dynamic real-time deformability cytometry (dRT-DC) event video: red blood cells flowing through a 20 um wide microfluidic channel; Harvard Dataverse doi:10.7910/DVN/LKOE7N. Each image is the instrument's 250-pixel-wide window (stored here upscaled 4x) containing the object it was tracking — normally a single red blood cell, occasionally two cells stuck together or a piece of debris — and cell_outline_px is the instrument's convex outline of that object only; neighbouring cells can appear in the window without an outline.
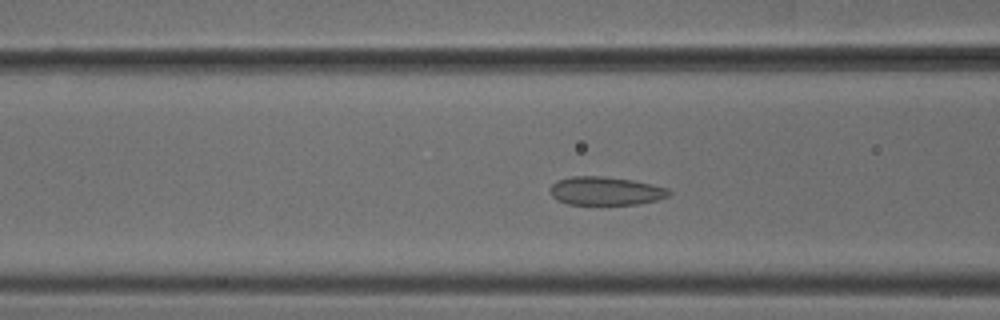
{"species": "common noctule bat (a hibernating species)", "species_latin": "Nyctalus noctula", "temperature_condition": "cold", "stored_images_in_passage": 49, "camera_frame_rate_fps": 3000, "um_per_image_px": 0.085, "animal": {"sex": "male", "body_mass_g": 18.8}, "frame": {"image": 1, "passage_image": 16, "time_ms": 5.0, "image_size_px": [1000, 320], "cell_outline_px": [[672, 192], [668, 196], [656, 200], [636, 204], [568, 204], [556, 200], [552, 196], [548, 188], [556, 180], [572, 176], [600, 176], [632, 180], [652, 184], [668, 188]], "centroid_in_image_um": [51.44, 16.22], "position_along_channel_um": 115.2, "area_um2": 19.71}}
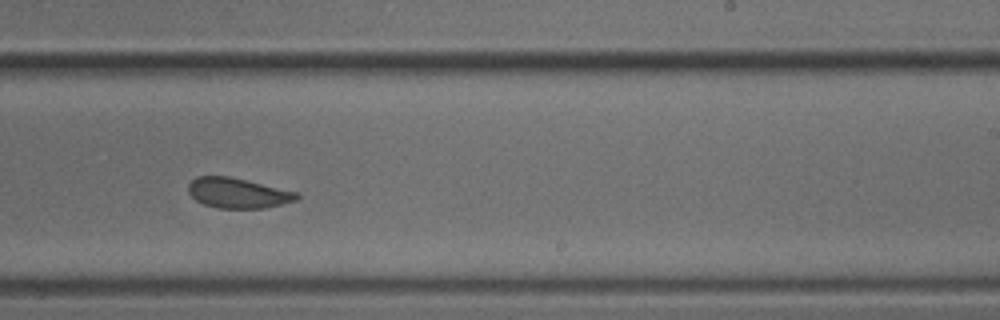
{"frame": {"image": 2, "passage_image": 28, "time_ms": 9.0, "image_size_px": [1000, 320], "cell_outline_px": [[300, 196], [296, 200], [264, 208], [216, 208], [204, 204], [196, 200], [188, 192], [188, 184], [196, 176], [228, 176], [248, 180], [296, 192]], "centroid_in_image_um": [20.18, 16.4], "position_along_channel_um": 268.8, "area_um2": 18.96}}
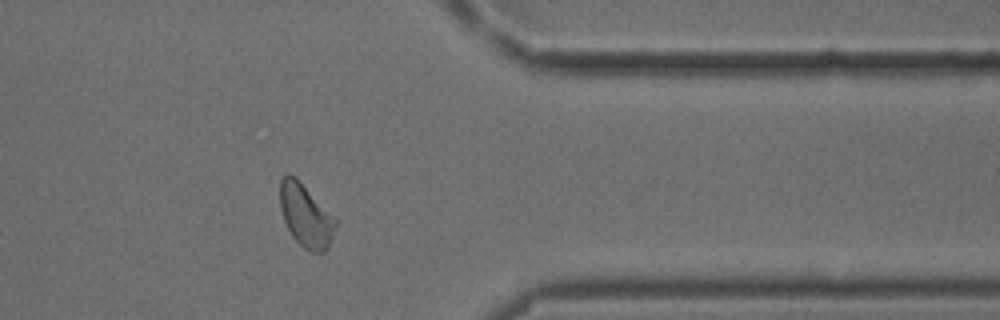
{"frame": {"image": 3, "passage_image": 38, "time_ms": 12.333, "image_size_px": [1000, 320], "cell_outline_px": [[336, 224], [328, 248], [324, 252], [308, 252], [292, 236], [284, 220], [280, 208], [280, 180], [288, 172], [296, 176], [336, 216]], "centroid_in_image_um": [26.0, 18.28], "position_along_channel_um": 385.4, "area_um2": 20.69}, "authors_computed_cell_mechanics": {"area_um2": 19.9988, "velocity_mm_per_s": 3.8474, "shape_relaxation_time_tau1_ms": 3.6402, "shape_relaxation_time_tau2_ms": 0.9868, "deformation_change_tau1": 0.0622, "deformation_change_tau2": 0.046}}